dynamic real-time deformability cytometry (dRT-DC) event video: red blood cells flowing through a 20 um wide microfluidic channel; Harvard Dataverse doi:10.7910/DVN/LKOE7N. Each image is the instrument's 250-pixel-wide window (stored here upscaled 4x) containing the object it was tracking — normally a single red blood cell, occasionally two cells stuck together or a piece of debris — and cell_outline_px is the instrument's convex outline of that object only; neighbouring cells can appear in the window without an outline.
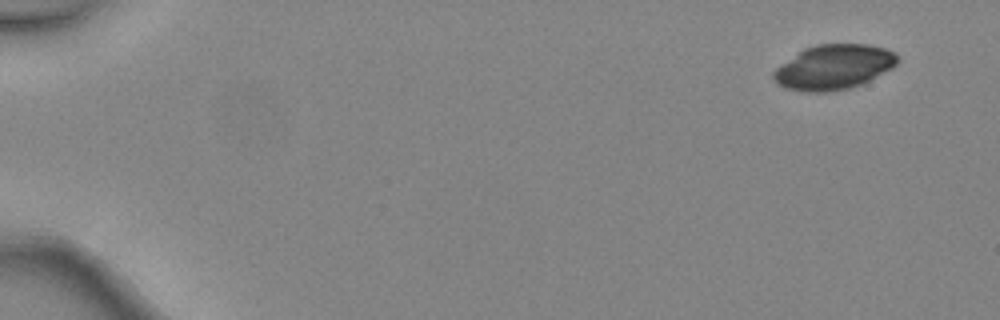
{"species": "common noctule bat (a hibernating species)", "species_latin": "Nyctalus noctula", "temperature_condition": "warm", "stored_images_in_passage": 4, "camera_frame_rate_fps": 3000, "um_per_image_px": 0.085, "animal": {"sex": "female", "body_mass_g": 24.6, "forearm_length_mm": 56.2}, "frame": {"image": 1, "passage_image": 1, "time_ms": 0.0, "image_size_px": [1000, 320], "cell_outline_px": [[896, 64], [892, 68], [860, 84], [848, 88], [824, 92], [808, 92], [784, 88], [776, 84], [772, 76], [772, 72], [776, 68], [804, 48], [816, 44], [868, 44], [884, 48], [896, 52]], "centroid_in_image_um": [70.82, 5.7], "position_along_channel_um": 14.2, "area_um2": 32.14}}